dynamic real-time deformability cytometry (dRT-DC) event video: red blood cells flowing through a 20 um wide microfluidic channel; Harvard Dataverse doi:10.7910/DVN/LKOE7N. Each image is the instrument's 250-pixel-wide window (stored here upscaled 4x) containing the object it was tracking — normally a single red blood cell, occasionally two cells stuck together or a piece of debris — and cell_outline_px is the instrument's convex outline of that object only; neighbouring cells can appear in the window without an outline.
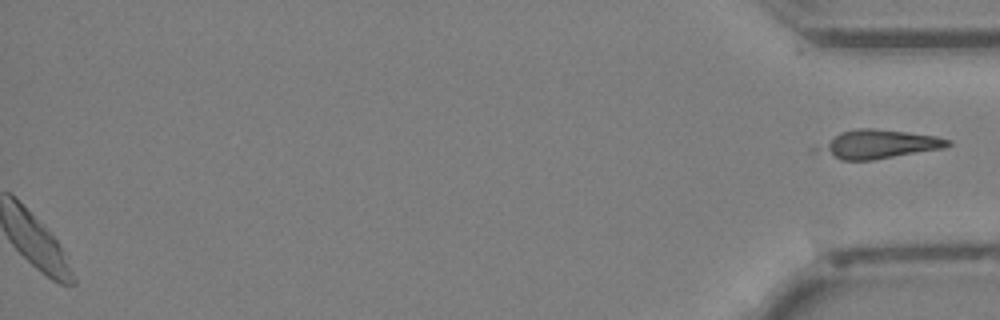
{"species": "Egyptian fruit bat (a non-hibernating species)", "species_latin": "Rousettus aegyptiacus", "temperature_condition": "cold", "stored_images_in_passage": 41, "segment_of_instrument_passage": [2, 2], "camera_frame_rate_fps": 3000, "um_per_image_px": 0.085, "animal": {"sex": "female"}, "frame": {"image": 1, "passage_image": 41, "time_ms": 13.333, "image_size_px": [1000, 320], "cell_outline_px": [[952, 144], [944, 148], [872, 160], [840, 160], [812, 152], [808, 148], [840, 132], [856, 128], [872, 128], [936, 136], [952, 140]], "centroid_in_image_um": [74.5, 12.27], "position_along_channel_um": 360.7, "area_um2": 22.25}}